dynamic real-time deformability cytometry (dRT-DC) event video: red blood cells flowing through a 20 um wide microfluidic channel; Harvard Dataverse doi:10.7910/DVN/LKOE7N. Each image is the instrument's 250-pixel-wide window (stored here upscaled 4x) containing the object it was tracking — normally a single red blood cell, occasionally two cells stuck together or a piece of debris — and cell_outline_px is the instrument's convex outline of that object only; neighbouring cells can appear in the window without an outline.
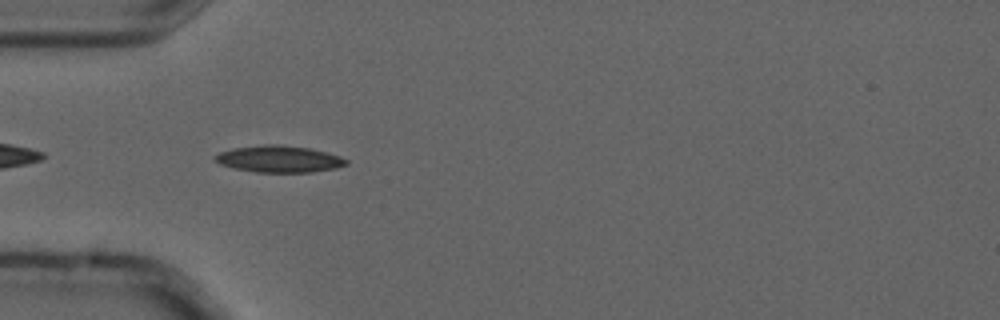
{"species": "common noctule bat (a hibernating species)", "species_latin": "Nyctalus noctula", "temperature_condition": "cold", "stored_images_in_passage": 5, "camera_frame_rate_fps": 3000, "um_per_image_px": 0.085, "animal": {"sex": "male", "forearm_length_mm": 52.5}, "frame": {"image": 1, "passage_image": 4, "time_ms": 1.0, "image_size_px": [1000, 320], "cell_outline_px": [[348, 164], [336, 168], [312, 172], [256, 172], [236, 168], [220, 164], [212, 156], [220, 152], [232, 148], [264, 144], [276, 144], [308, 148], [340, 156], [348, 160]], "centroid_in_image_um": [23.71, 13.51], "position_along_channel_um": 61.3, "area_um2": 20.29}}
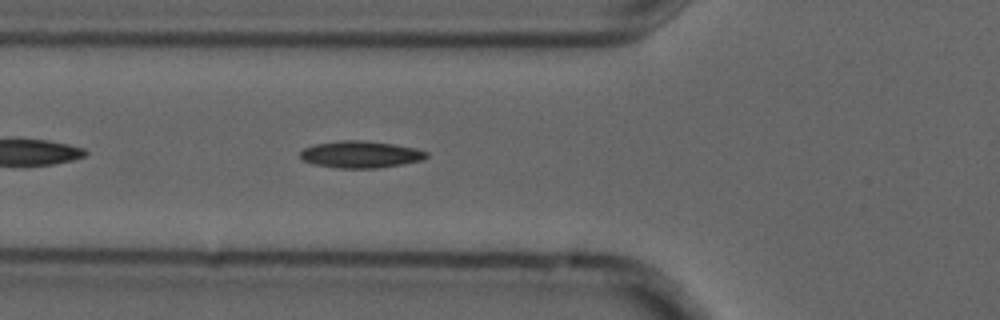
{"frame": {"image": 2, "passage_image": 5, "time_ms": 1.333, "image_size_px": [1000, 320], "cell_outline_px": [[428, 156], [424, 160], [376, 168], [340, 168], [312, 164], [304, 160], [300, 156], [300, 152], [304, 148], [316, 144], [340, 140], [364, 140], [392, 144], [416, 148], [428, 152]], "centroid_in_image_um": [30.66, 13.12], "position_along_channel_um": 95.1, "area_um2": 19.71}}